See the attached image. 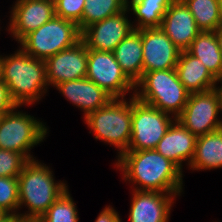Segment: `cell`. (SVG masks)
Segmentation results:
<instances>
[{"instance_id":"obj_5","label":"cell","mask_w":222,"mask_h":222,"mask_svg":"<svg viewBox=\"0 0 222 222\" xmlns=\"http://www.w3.org/2000/svg\"><path fill=\"white\" fill-rule=\"evenodd\" d=\"M189 94L174 68L143 73L135 84L134 96L176 119L185 108Z\"/></svg>"},{"instance_id":"obj_13","label":"cell","mask_w":222,"mask_h":222,"mask_svg":"<svg viewBox=\"0 0 222 222\" xmlns=\"http://www.w3.org/2000/svg\"><path fill=\"white\" fill-rule=\"evenodd\" d=\"M87 61L88 48L82 40L47 58L45 64L48 85L55 87L61 82L85 78Z\"/></svg>"},{"instance_id":"obj_28","label":"cell","mask_w":222,"mask_h":222,"mask_svg":"<svg viewBox=\"0 0 222 222\" xmlns=\"http://www.w3.org/2000/svg\"><path fill=\"white\" fill-rule=\"evenodd\" d=\"M28 162L23 154L0 149V177H18Z\"/></svg>"},{"instance_id":"obj_36","label":"cell","mask_w":222,"mask_h":222,"mask_svg":"<svg viewBox=\"0 0 222 222\" xmlns=\"http://www.w3.org/2000/svg\"><path fill=\"white\" fill-rule=\"evenodd\" d=\"M8 213L6 211H4L2 208H0V219H2L3 217H5Z\"/></svg>"},{"instance_id":"obj_8","label":"cell","mask_w":222,"mask_h":222,"mask_svg":"<svg viewBox=\"0 0 222 222\" xmlns=\"http://www.w3.org/2000/svg\"><path fill=\"white\" fill-rule=\"evenodd\" d=\"M175 120L171 115L132 97V135L128 150L155 149Z\"/></svg>"},{"instance_id":"obj_27","label":"cell","mask_w":222,"mask_h":222,"mask_svg":"<svg viewBox=\"0 0 222 222\" xmlns=\"http://www.w3.org/2000/svg\"><path fill=\"white\" fill-rule=\"evenodd\" d=\"M0 208L8 214L19 215L18 177H0Z\"/></svg>"},{"instance_id":"obj_3","label":"cell","mask_w":222,"mask_h":222,"mask_svg":"<svg viewBox=\"0 0 222 222\" xmlns=\"http://www.w3.org/2000/svg\"><path fill=\"white\" fill-rule=\"evenodd\" d=\"M19 211L23 206L27 212H19L23 221L39 220L48 208L68 190L66 182L56 181L49 166L39 160H30L18 176Z\"/></svg>"},{"instance_id":"obj_25","label":"cell","mask_w":222,"mask_h":222,"mask_svg":"<svg viewBox=\"0 0 222 222\" xmlns=\"http://www.w3.org/2000/svg\"><path fill=\"white\" fill-rule=\"evenodd\" d=\"M127 0H86L82 15V31L93 23L122 12Z\"/></svg>"},{"instance_id":"obj_22","label":"cell","mask_w":222,"mask_h":222,"mask_svg":"<svg viewBox=\"0 0 222 222\" xmlns=\"http://www.w3.org/2000/svg\"><path fill=\"white\" fill-rule=\"evenodd\" d=\"M187 51L201 60L219 82L222 81V51L214 31H201Z\"/></svg>"},{"instance_id":"obj_7","label":"cell","mask_w":222,"mask_h":222,"mask_svg":"<svg viewBox=\"0 0 222 222\" xmlns=\"http://www.w3.org/2000/svg\"><path fill=\"white\" fill-rule=\"evenodd\" d=\"M80 40L81 32L75 22L55 16L27 34L19 42V46L31 57L46 60L73 47Z\"/></svg>"},{"instance_id":"obj_14","label":"cell","mask_w":222,"mask_h":222,"mask_svg":"<svg viewBox=\"0 0 222 222\" xmlns=\"http://www.w3.org/2000/svg\"><path fill=\"white\" fill-rule=\"evenodd\" d=\"M143 73L176 68L181 50L160 28L141 29Z\"/></svg>"},{"instance_id":"obj_31","label":"cell","mask_w":222,"mask_h":222,"mask_svg":"<svg viewBox=\"0 0 222 222\" xmlns=\"http://www.w3.org/2000/svg\"><path fill=\"white\" fill-rule=\"evenodd\" d=\"M120 219L119 213L111 205H105L95 222H119Z\"/></svg>"},{"instance_id":"obj_30","label":"cell","mask_w":222,"mask_h":222,"mask_svg":"<svg viewBox=\"0 0 222 222\" xmlns=\"http://www.w3.org/2000/svg\"><path fill=\"white\" fill-rule=\"evenodd\" d=\"M17 105L12 100L6 84L0 79V114L12 111Z\"/></svg>"},{"instance_id":"obj_16","label":"cell","mask_w":222,"mask_h":222,"mask_svg":"<svg viewBox=\"0 0 222 222\" xmlns=\"http://www.w3.org/2000/svg\"><path fill=\"white\" fill-rule=\"evenodd\" d=\"M160 28L181 51L187 50L201 32L182 0H175L166 10Z\"/></svg>"},{"instance_id":"obj_26","label":"cell","mask_w":222,"mask_h":222,"mask_svg":"<svg viewBox=\"0 0 222 222\" xmlns=\"http://www.w3.org/2000/svg\"><path fill=\"white\" fill-rule=\"evenodd\" d=\"M78 210L69 190L65 191L39 219L40 222H79Z\"/></svg>"},{"instance_id":"obj_35","label":"cell","mask_w":222,"mask_h":222,"mask_svg":"<svg viewBox=\"0 0 222 222\" xmlns=\"http://www.w3.org/2000/svg\"><path fill=\"white\" fill-rule=\"evenodd\" d=\"M220 86H217L219 95H220V101H221V114H222V81H220Z\"/></svg>"},{"instance_id":"obj_20","label":"cell","mask_w":222,"mask_h":222,"mask_svg":"<svg viewBox=\"0 0 222 222\" xmlns=\"http://www.w3.org/2000/svg\"><path fill=\"white\" fill-rule=\"evenodd\" d=\"M142 50L141 30H134L113 51L123 72L134 84L143 76Z\"/></svg>"},{"instance_id":"obj_11","label":"cell","mask_w":222,"mask_h":222,"mask_svg":"<svg viewBox=\"0 0 222 222\" xmlns=\"http://www.w3.org/2000/svg\"><path fill=\"white\" fill-rule=\"evenodd\" d=\"M127 7L120 13L91 24L81 32V40L88 49L113 52L116 46L132 31Z\"/></svg>"},{"instance_id":"obj_18","label":"cell","mask_w":222,"mask_h":222,"mask_svg":"<svg viewBox=\"0 0 222 222\" xmlns=\"http://www.w3.org/2000/svg\"><path fill=\"white\" fill-rule=\"evenodd\" d=\"M197 137L178 120H174L155 150L170 159L183 171V163L189 167L195 152Z\"/></svg>"},{"instance_id":"obj_4","label":"cell","mask_w":222,"mask_h":222,"mask_svg":"<svg viewBox=\"0 0 222 222\" xmlns=\"http://www.w3.org/2000/svg\"><path fill=\"white\" fill-rule=\"evenodd\" d=\"M129 96V99L113 98L107 105L83 118L91 129L89 133H93L96 140H102L118 149L116 157L128 150L132 135L133 96Z\"/></svg>"},{"instance_id":"obj_32","label":"cell","mask_w":222,"mask_h":222,"mask_svg":"<svg viewBox=\"0 0 222 222\" xmlns=\"http://www.w3.org/2000/svg\"><path fill=\"white\" fill-rule=\"evenodd\" d=\"M20 218L18 215L7 214L5 217L0 219V222H19Z\"/></svg>"},{"instance_id":"obj_19","label":"cell","mask_w":222,"mask_h":222,"mask_svg":"<svg viewBox=\"0 0 222 222\" xmlns=\"http://www.w3.org/2000/svg\"><path fill=\"white\" fill-rule=\"evenodd\" d=\"M176 71L180 82L190 94L214 89L219 84L202 61L187 50L180 52Z\"/></svg>"},{"instance_id":"obj_33","label":"cell","mask_w":222,"mask_h":222,"mask_svg":"<svg viewBox=\"0 0 222 222\" xmlns=\"http://www.w3.org/2000/svg\"><path fill=\"white\" fill-rule=\"evenodd\" d=\"M214 32L219 43V48L222 51V27H218Z\"/></svg>"},{"instance_id":"obj_10","label":"cell","mask_w":222,"mask_h":222,"mask_svg":"<svg viewBox=\"0 0 222 222\" xmlns=\"http://www.w3.org/2000/svg\"><path fill=\"white\" fill-rule=\"evenodd\" d=\"M86 77L113 98L135 93V84L125 75L113 52L88 49Z\"/></svg>"},{"instance_id":"obj_24","label":"cell","mask_w":222,"mask_h":222,"mask_svg":"<svg viewBox=\"0 0 222 222\" xmlns=\"http://www.w3.org/2000/svg\"><path fill=\"white\" fill-rule=\"evenodd\" d=\"M200 31H215L219 25L220 0H182Z\"/></svg>"},{"instance_id":"obj_29","label":"cell","mask_w":222,"mask_h":222,"mask_svg":"<svg viewBox=\"0 0 222 222\" xmlns=\"http://www.w3.org/2000/svg\"><path fill=\"white\" fill-rule=\"evenodd\" d=\"M86 0H55V15L75 22L82 32V15Z\"/></svg>"},{"instance_id":"obj_2","label":"cell","mask_w":222,"mask_h":222,"mask_svg":"<svg viewBox=\"0 0 222 222\" xmlns=\"http://www.w3.org/2000/svg\"><path fill=\"white\" fill-rule=\"evenodd\" d=\"M11 55H0V79L17 106H32L47 93L45 60L28 55L20 46Z\"/></svg>"},{"instance_id":"obj_17","label":"cell","mask_w":222,"mask_h":222,"mask_svg":"<svg viewBox=\"0 0 222 222\" xmlns=\"http://www.w3.org/2000/svg\"><path fill=\"white\" fill-rule=\"evenodd\" d=\"M55 88L67 101L84 112L83 118L89 113L104 107L113 99L110 94L87 77L61 82Z\"/></svg>"},{"instance_id":"obj_1","label":"cell","mask_w":222,"mask_h":222,"mask_svg":"<svg viewBox=\"0 0 222 222\" xmlns=\"http://www.w3.org/2000/svg\"><path fill=\"white\" fill-rule=\"evenodd\" d=\"M114 162L133 190L183 193V171L155 149L127 150Z\"/></svg>"},{"instance_id":"obj_9","label":"cell","mask_w":222,"mask_h":222,"mask_svg":"<svg viewBox=\"0 0 222 222\" xmlns=\"http://www.w3.org/2000/svg\"><path fill=\"white\" fill-rule=\"evenodd\" d=\"M221 101L217 87L189 94L185 108L176 118L196 137L222 128Z\"/></svg>"},{"instance_id":"obj_37","label":"cell","mask_w":222,"mask_h":222,"mask_svg":"<svg viewBox=\"0 0 222 222\" xmlns=\"http://www.w3.org/2000/svg\"><path fill=\"white\" fill-rule=\"evenodd\" d=\"M19 222H31V220H29V221H23V220H20Z\"/></svg>"},{"instance_id":"obj_15","label":"cell","mask_w":222,"mask_h":222,"mask_svg":"<svg viewBox=\"0 0 222 222\" xmlns=\"http://www.w3.org/2000/svg\"><path fill=\"white\" fill-rule=\"evenodd\" d=\"M130 222H169L174 200L182 193L132 190Z\"/></svg>"},{"instance_id":"obj_21","label":"cell","mask_w":222,"mask_h":222,"mask_svg":"<svg viewBox=\"0 0 222 222\" xmlns=\"http://www.w3.org/2000/svg\"><path fill=\"white\" fill-rule=\"evenodd\" d=\"M190 170H214L222 168V128L197 137Z\"/></svg>"},{"instance_id":"obj_12","label":"cell","mask_w":222,"mask_h":222,"mask_svg":"<svg viewBox=\"0 0 222 222\" xmlns=\"http://www.w3.org/2000/svg\"><path fill=\"white\" fill-rule=\"evenodd\" d=\"M11 8L7 31L17 43L56 16L54 0H16Z\"/></svg>"},{"instance_id":"obj_34","label":"cell","mask_w":222,"mask_h":222,"mask_svg":"<svg viewBox=\"0 0 222 222\" xmlns=\"http://www.w3.org/2000/svg\"><path fill=\"white\" fill-rule=\"evenodd\" d=\"M218 27H222V0H220V7H219V25Z\"/></svg>"},{"instance_id":"obj_23","label":"cell","mask_w":222,"mask_h":222,"mask_svg":"<svg viewBox=\"0 0 222 222\" xmlns=\"http://www.w3.org/2000/svg\"><path fill=\"white\" fill-rule=\"evenodd\" d=\"M175 0H127V9L136 16L135 30L158 28L166 10Z\"/></svg>"},{"instance_id":"obj_6","label":"cell","mask_w":222,"mask_h":222,"mask_svg":"<svg viewBox=\"0 0 222 222\" xmlns=\"http://www.w3.org/2000/svg\"><path fill=\"white\" fill-rule=\"evenodd\" d=\"M18 108L21 106L0 117V149L23 154L29 161L34 160L36 157L31 155V149L45 140L49 129L43 121Z\"/></svg>"},{"instance_id":"obj_38","label":"cell","mask_w":222,"mask_h":222,"mask_svg":"<svg viewBox=\"0 0 222 222\" xmlns=\"http://www.w3.org/2000/svg\"><path fill=\"white\" fill-rule=\"evenodd\" d=\"M31 222H40L39 220H31Z\"/></svg>"}]
</instances>
